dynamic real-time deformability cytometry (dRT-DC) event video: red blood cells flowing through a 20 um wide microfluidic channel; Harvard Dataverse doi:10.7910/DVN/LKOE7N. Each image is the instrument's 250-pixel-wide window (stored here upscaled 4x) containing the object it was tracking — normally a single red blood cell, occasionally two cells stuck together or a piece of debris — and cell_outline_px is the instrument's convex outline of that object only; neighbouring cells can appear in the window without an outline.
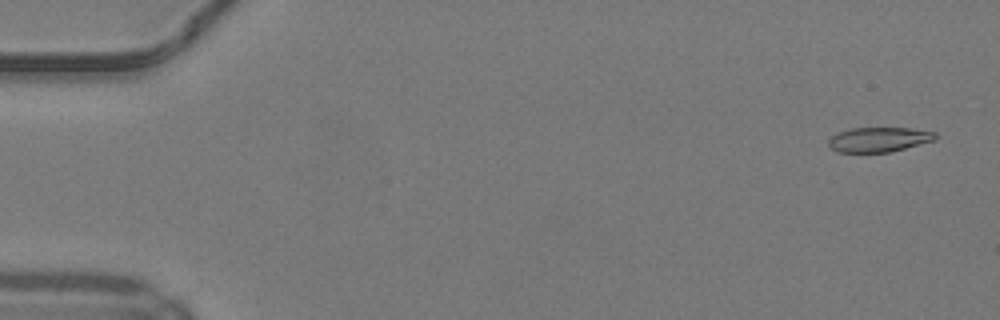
{"species": "common noctule bat (a hibernating species)", "species_latin": "Nyctalus noctula", "temperature_condition": "warm", "stored_images_in_passage": 12, "camera_frame_rate_fps": 3000, "um_per_image_px": 0.085, "animal": {"sex": "male", "body_mass_g": 19.2, "forearm_length_mm": 51.8}, "frame": {"image": 1, "passage_image": 2, "time_ms": 0.333, "image_size_px": [1000, 320], "cell_outline_px": [[936, 140], [888, 152], [836, 152], [828, 144], [828, 140], [836, 132], [848, 128], [912, 128], [936, 132]], "centroid_in_image_um": [74.68, 11.85], "position_along_channel_um": 10.3, "area_um2": 15.43}}